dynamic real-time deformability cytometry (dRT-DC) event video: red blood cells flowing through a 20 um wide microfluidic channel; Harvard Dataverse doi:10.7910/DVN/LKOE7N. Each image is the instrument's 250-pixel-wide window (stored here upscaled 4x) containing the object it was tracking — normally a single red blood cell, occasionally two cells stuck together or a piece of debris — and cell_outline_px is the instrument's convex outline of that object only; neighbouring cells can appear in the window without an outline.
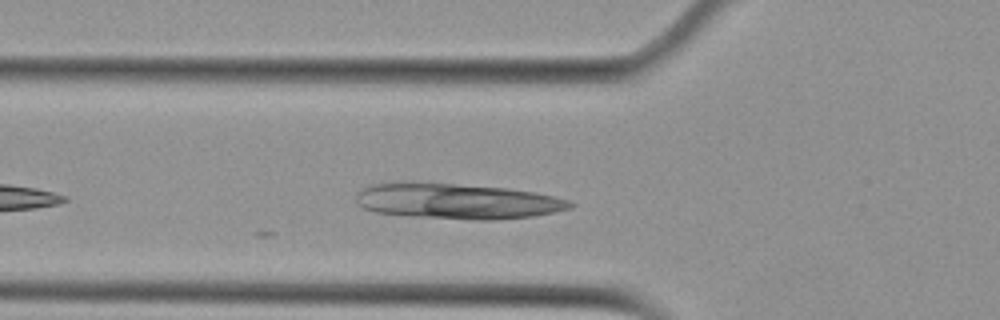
{"species": "Egyptian fruit bat (a non-hibernating species)", "species_latin": "Rousettus aegyptiacus", "temperature_condition": "cold", "stored_images_in_passage": 5, "camera_frame_rate_fps": 3000, "um_per_image_px": 0.085, "animal": {"sex": "female"}, "frame": {"image": 1, "passage_image": 2, "time_ms": 0.333, "image_size_px": [1000, 320], "cell_outline_px": [[576, 204], [572, 208], [532, 216], [492, 220], [472, 220], [420, 216], [376, 212], [364, 208], [356, 200], [356, 196], [368, 184], [396, 180], [412, 180], [508, 188], [532, 192], [552, 196], [568, 200]], "centroid_in_image_um": [38.8, 17.06], "position_along_channel_um": 87.0, "area_um2": 44.68}}
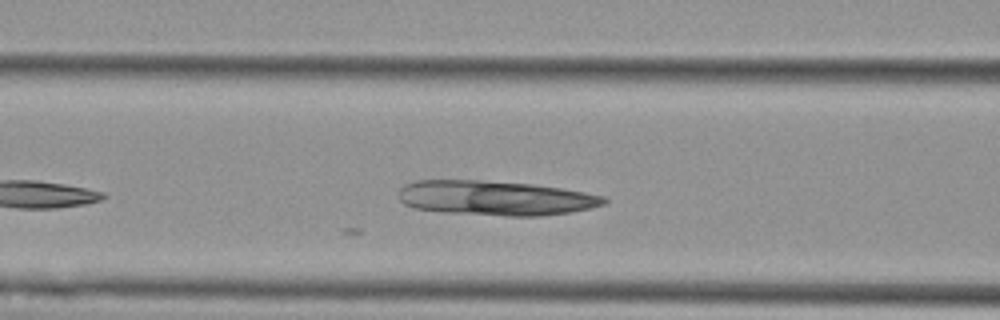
{"frame": {"image": 2, "passage_image": 5, "time_ms": 1.333, "image_size_px": [1000, 320], "cell_outline_px": [[608, 200], [604, 204], [592, 208], [572, 212], [540, 216], [508, 216], [444, 212], [416, 208], [404, 204], [400, 200], [400, 188], [404, 184], [416, 180], [480, 180], [532, 184], [560, 188], [584, 192], [604, 196]], "centroid_in_image_um": [42.12, 16.83], "position_along_channel_um": 124.5, "area_um2": 41.5}}